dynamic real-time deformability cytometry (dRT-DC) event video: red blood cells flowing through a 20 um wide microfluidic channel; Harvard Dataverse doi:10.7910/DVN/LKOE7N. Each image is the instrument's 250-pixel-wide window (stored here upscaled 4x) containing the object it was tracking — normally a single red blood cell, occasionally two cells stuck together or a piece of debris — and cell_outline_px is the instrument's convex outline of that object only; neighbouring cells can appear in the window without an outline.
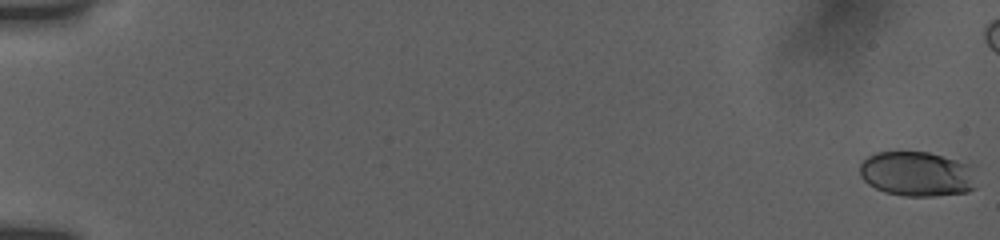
{"species": "human", "species_latin": "Homo sapiens", "temperature_condition": "room temperature", "stored_images_in_passage": 52, "camera_frame_rate_fps": 3000, "um_per_image_px": 0.085, "donor": {"sex": "female"}, "frame": {"image": 1, "passage_image": 1, "time_ms": 0.0, "image_size_px": [1000, 240], "cell_outline_px": [[976, 188], [968, 192], [932, 196], [904, 196], [884, 192], [868, 184], [860, 176], [860, 164], [868, 156], [876, 152], [928, 152], [976, 164]], "centroid_in_image_um": [78.04, 14.78], "position_along_channel_um": 7.0, "area_um2": 31.21}}
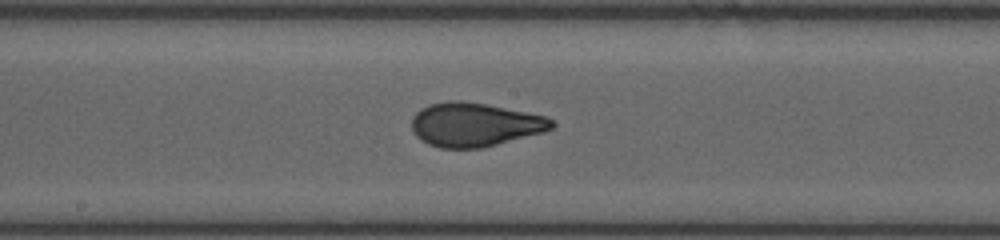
{"frame": {"image": 2, "passage_image": 32, "time_ms": 10.333, "image_size_px": [1000, 240], "cell_outline_px": [[556, 124], [552, 128], [544, 132], [480, 148], [440, 148], [428, 144], [420, 140], [412, 132], [412, 116], [420, 108], [428, 104], [448, 100], [460, 100], [484, 104], [548, 116]], "centroid_in_image_um": [40.32, 10.58], "position_along_channel_um": 207.9, "area_um2": 35.89}}
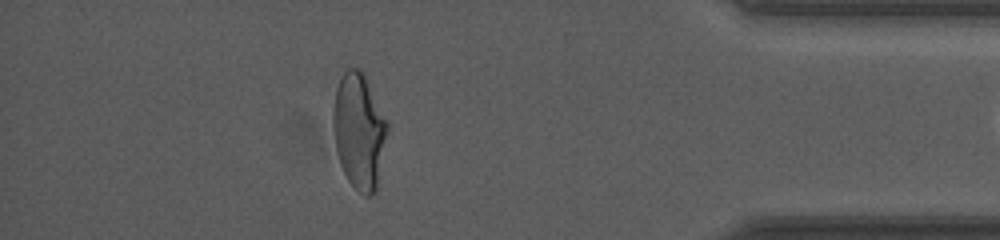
{"frame": {"image": 3, "passage_image": 50, "time_ms": 16.333, "image_size_px": [1000, 240], "cell_outline_px": [[388, 128], [376, 188], [372, 196], [364, 196], [348, 180], [340, 164], [336, 148], [332, 124], [332, 108], [336, 88], [344, 72], [348, 68], [360, 68], [364, 72], [388, 124]], "centroid_in_image_um": [30.5, 11.1], "position_along_channel_um": 404.7, "area_um2": 36.3}}